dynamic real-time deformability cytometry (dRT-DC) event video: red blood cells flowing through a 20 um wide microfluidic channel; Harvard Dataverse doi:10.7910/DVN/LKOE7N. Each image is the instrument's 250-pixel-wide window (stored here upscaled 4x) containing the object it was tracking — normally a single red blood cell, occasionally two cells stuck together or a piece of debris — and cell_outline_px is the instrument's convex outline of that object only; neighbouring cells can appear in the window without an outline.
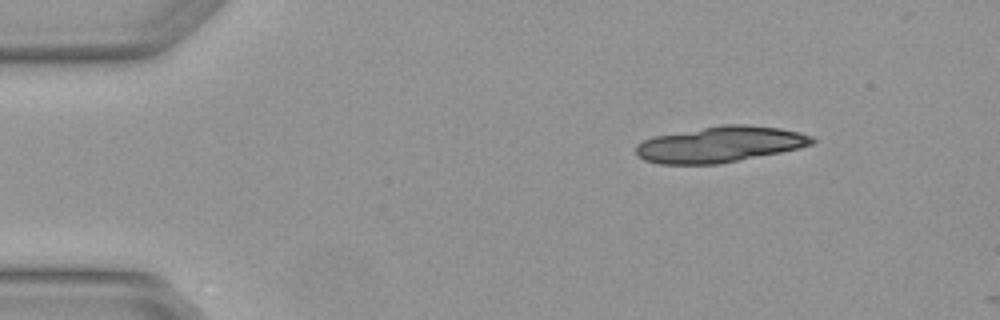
{"species": "Egyptian fruit bat (a non-hibernating species)", "species_latin": "Rousettus aegyptiacus", "temperature_condition": "warm", "stored_images_in_passage": 2, "camera_frame_rate_fps": 3000, "um_per_image_px": 0.085, "animal": {"sex": "female"}, "frame": {"image": 1, "passage_image": 1, "time_ms": 0.0, "image_size_px": [1000, 320], "cell_outline_px": [[816, 140], [812, 144], [800, 148], [720, 164], [660, 164], [644, 160], [636, 152], [636, 144], [652, 136], [720, 124], [748, 124], [780, 128], [800, 132], [812, 136]], "centroid_in_image_um": [61.21, 12.26], "position_along_channel_um": 23.8, "area_um2": 37.11}}